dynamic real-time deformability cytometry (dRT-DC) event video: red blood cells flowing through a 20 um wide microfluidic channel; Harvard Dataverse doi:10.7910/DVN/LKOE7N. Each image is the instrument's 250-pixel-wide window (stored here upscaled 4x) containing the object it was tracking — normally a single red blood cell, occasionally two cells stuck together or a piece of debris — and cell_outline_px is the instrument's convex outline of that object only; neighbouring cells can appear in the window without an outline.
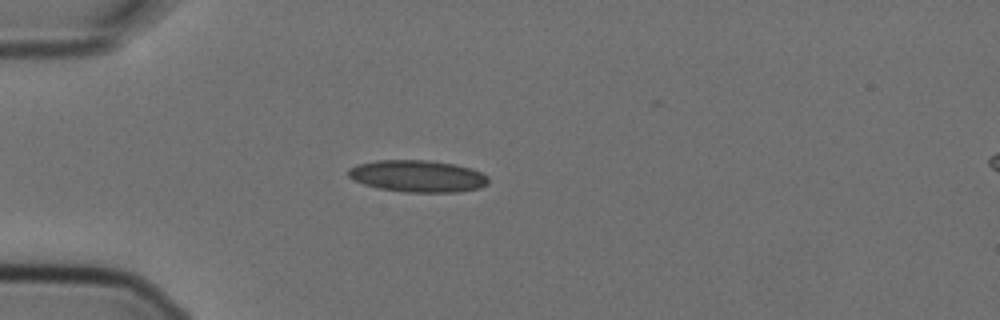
{"species": "Egyptian fruit bat (a non-hibernating species)", "species_latin": "Rousettus aegyptiacus", "temperature_condition": "cold", "stored_images_in_passage": 4, "camera_frame_rate_fps": 3000, "um_per_image_px": 0.085, "animal": {"sex": "female"}, "frame": {"image": 1, "passage_image": 4, "time_ms": 1.0, "image_size_px": [1000, 320], "cell_outline_px": [[488, 184], [480, 188], [456, 192], [404, 192], [376, 188], [352, 180], [348, 176], [348, 168], [356, 164], [376, 160], [428, 160], [456, 164], [472, 168], [488, 176]], "centroid_in_image_um": [35.48, 14.97], "position_along_channel_um": 49.5, "area_um2": 26.36}}